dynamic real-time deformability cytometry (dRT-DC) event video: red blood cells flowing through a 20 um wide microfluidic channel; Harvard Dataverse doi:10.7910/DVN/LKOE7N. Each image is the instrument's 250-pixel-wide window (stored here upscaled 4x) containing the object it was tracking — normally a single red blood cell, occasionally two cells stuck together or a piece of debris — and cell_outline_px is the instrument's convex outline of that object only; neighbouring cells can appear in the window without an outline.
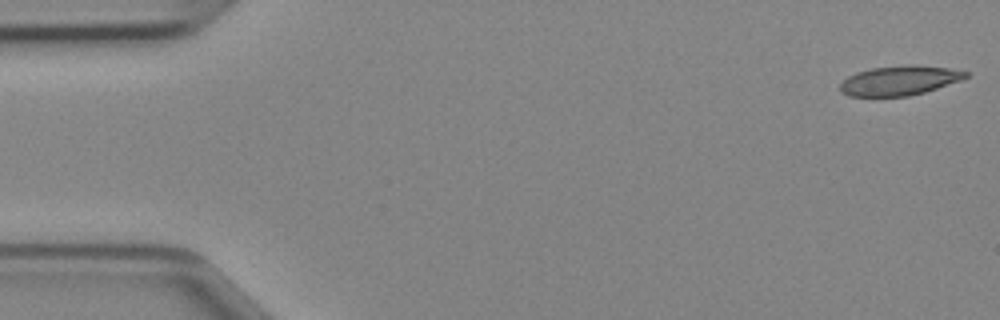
{"species": "Egyptian fruit bat (a non-hibernating species)", "species_latin": "Rousettus aegyptiacus", "temperature_condition": "cold", "stored_images_in_passage": 46, "camera_frame_rate_fps": 3000, "um_per_image_px": 0.085, "animal": {"sex": "female"}, "frame": {"image": 1, "passage_image": 1, "time_ms": 0.0, "image_size_px": [1000, 320], "cell_outline_px": [[968, 76], [960, 80], [924, 92], [908, 96], [848, 96], [840, 92], [840, 84], [848, 76], [856, 72], [872, 68], [916, 64], [948, 68], [968, 72]], "centroid_in_image_um": [76.42, 6.84], "position_along_channel_um": 8.6, "area_um2": 21.44}}
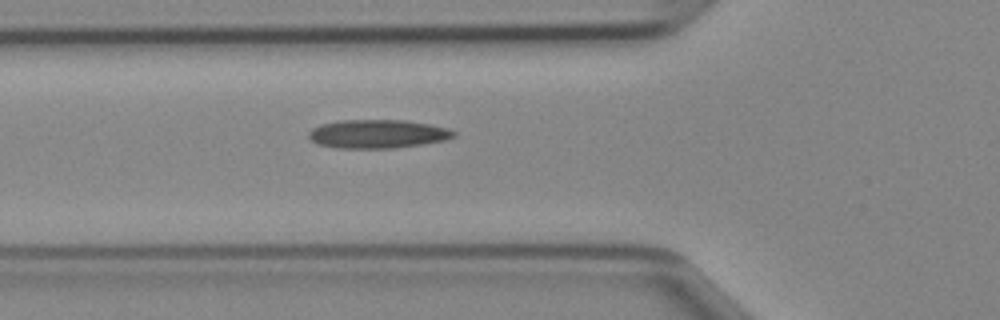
{"frame": {"image": 2, "passage_image": 16, "time_ms": 5.0, "image_size_px": [1000, 320], "cell_outline_px": [[456, 136], [444, 140], [420, 144], [392, 148], [336, 148], [316, 144], [308, 136], [308, 132], [312, 128], [320, 124], [340, 120], [404, 120], [428, 124], [448, 128], [456, 132]], "centroid_in_image_um": [32.06, 11.38], "position_along_channel_um": 93.7, "area_um2": 24.16}}
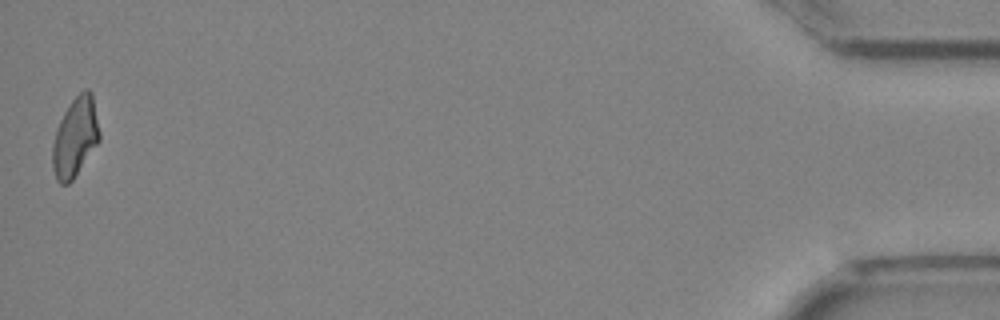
{"frame": {"image": 3, "passage_image": 46, "time_ms": 15.0, "image_size_px": [1000, 320], "cell_outline_px": [[100, 140], [72, 180], [68, 184], [60, 184], [56, 180], [52, 168], [52, 144], [56, 128], [64, 112], [72, 100], [84, 88], [88, 88], [92, 92], [100, 132]], "centroid_in_image_um": [6.38, 11.66], "position_along_channel_um": 428.8, "area_um2": 21.79}}